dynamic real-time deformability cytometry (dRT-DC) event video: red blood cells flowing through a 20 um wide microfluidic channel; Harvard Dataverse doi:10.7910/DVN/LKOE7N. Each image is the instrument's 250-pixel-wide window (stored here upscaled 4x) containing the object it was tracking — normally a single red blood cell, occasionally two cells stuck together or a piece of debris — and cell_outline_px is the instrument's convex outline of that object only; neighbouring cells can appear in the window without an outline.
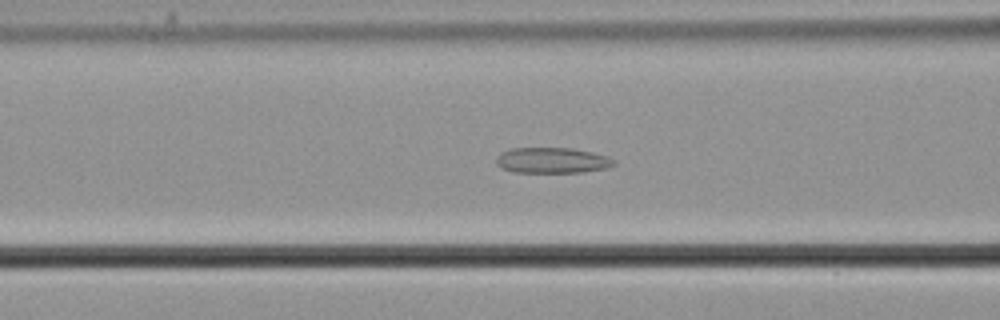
{"species": "common noctule bat (a hibernating species)", "species_latin": "Nyctalus noctula", "temperature_condition": "cold", "stored_images_in_passage": 42, "camera_frame_rate_fps": 3000, "um_per_image_px": 0.085, "animal": {"sex": "male", "body_mass_g": 21.5, "forearm_length_mm": 52.0}, "frame": {"image": 1, "passage_image": 8, "time_ms": 2.333, "image_size_px": [1000, 320], "cell_outline_px": [[616, 164], [608, 168], [584, 172], [512, 172], [500, 168], [496, 164], [496, 156], [500, 152], [512, 148], [572, 148], [592, 152], [608, 156], [616, 160]], "centroid_in_image_um": [46.93, 13.63], "position_along_channel_um": 119.7, "area_um2": 17.86}}
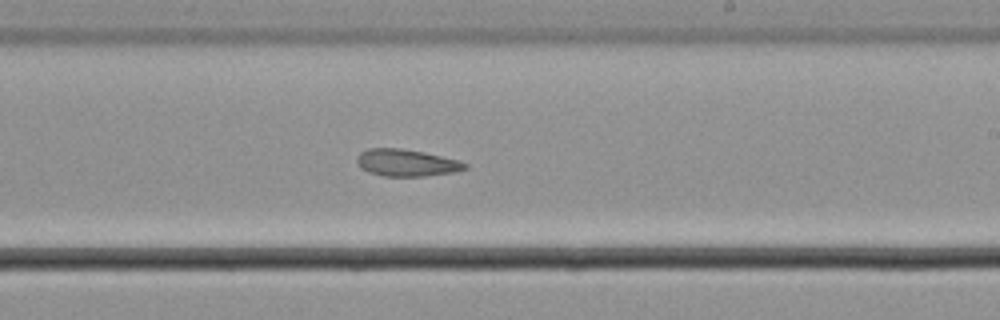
{"frame": {"image": 2, "passage_image": 19, "time_ms": 6.0, "image_size_px": [1000, 320], "cell_outline_px": [[468, 168], [456, 172], [424, 176], [384, 176], [368, 172], [360, 168], [356, 160], [356, 156], [360, 152], [368, 148], [400, 148], [424, 152], [460, 160], [468, 164]], "centroid_in_image_um": [34.55, 13.83], "position_along_channel_um": 254.4, "area_um2": 17.22}}
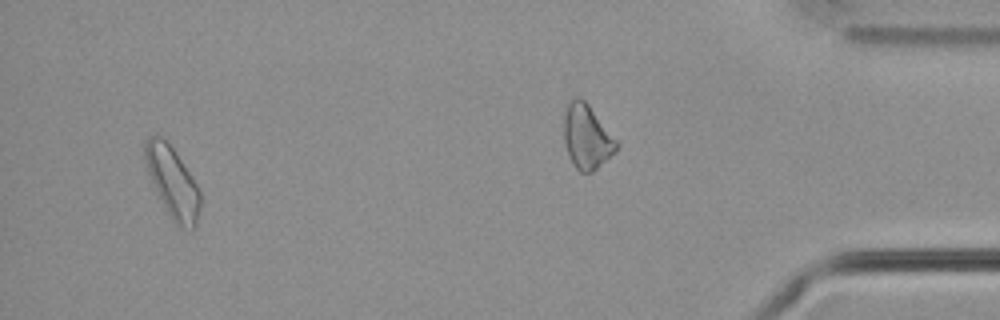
{"frame": {"image": 3, "passage_image": 39, "time_ms": 12.667, "image_size_px": [1000, 320], "cell_outline_px": [[200, 212], [196, 224], [192, 232], [180, 228], [172, 220], [148, 172], [144, 160], [144, 140], [148, 136], [160, 136], [172, 148], [196, 184], [200, 192]], "centroid_in_image_um": [14.67, 15.53], "position_along_channel_um": 420.5, "area_um2": 22.25}, "authors_computed_cell_mechanics": {"area_um2": 17.8313, "velocity_mm_per_s": 3.6752, "shape_relaxation_time_tau1_ms": null, "shape_relaxation_time_tau2_ms": 3.4265, "deformation_change_tau1": null, "deformation_change_tau2": 0.0905}}